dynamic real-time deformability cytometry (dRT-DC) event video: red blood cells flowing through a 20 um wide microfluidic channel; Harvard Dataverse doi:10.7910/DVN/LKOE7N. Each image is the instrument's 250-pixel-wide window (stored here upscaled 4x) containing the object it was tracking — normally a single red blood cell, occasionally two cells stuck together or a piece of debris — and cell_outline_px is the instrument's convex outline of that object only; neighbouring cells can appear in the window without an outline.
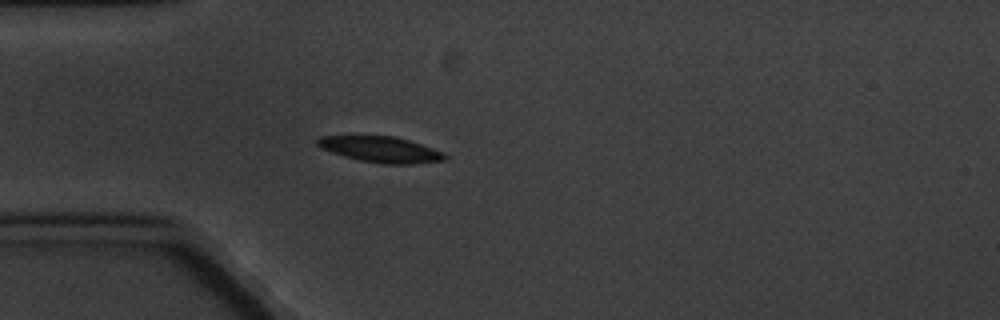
{"species": "common noctule bat (a hibernating species)", "species_latin": "Nyctalus noctula", "temperature_condition": "cold", "stored_images_in_passage": 4, "camera_frame_rate_fps": 3000, "um_per_image_px": 0.085, "animal": {"sex": "male", "body_mass_g": 20.1, "forearm_length_mm": 53.5}, "frame": {"image": 1, "passage_image": 4, "time_ms": 3.667, "image_size_px": [1000, 320], "cell_outline_px": [[448, 160], [412, 164], [380, 164], [360, 160], [344, 156], [320, 148], [316, 144], [316, 140], [320, 136], [396, 136], [444, 152], [448, 156]], "centroid_in_image_um": [32.38, 12.71], "position_along_channel_um": 52.6, "area_um2": 19.25}}